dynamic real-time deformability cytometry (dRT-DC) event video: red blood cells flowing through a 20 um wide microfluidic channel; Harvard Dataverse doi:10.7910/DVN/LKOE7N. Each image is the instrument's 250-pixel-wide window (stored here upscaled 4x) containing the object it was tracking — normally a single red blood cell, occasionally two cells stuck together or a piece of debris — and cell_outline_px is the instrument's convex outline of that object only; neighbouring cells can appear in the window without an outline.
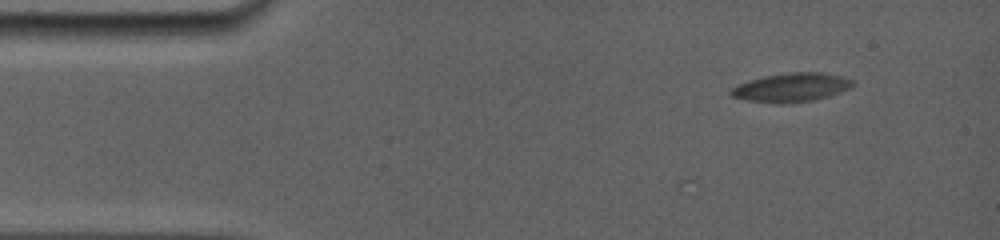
{"species": "common noctule bat (a hibernating species)", "species_latin": "Nyctalus noctula", "temperature_condition": "room temperature", "stored_images_in_passage": 11, "camera_frame_rate_fps": 5000, "um_per_image_px": 0.085, "animal": {"sex": "female", "body_mass_g": 19.0, "forearm_length_mm": 56.7}, "frame": {"image": 1, "passage_image": 1, "time_ms": 0.0, "image_size_px": [1000, 240], "cell_outline_px": [[852, 84], [848, 88], [840, 92], [828, 96], [812, 100], [780, 104], [744, 100], [732, 96], [728, 92], [736, 84], [748, 80], [764, 76], [788, 72], [820, 72], [844, 76], [852, 80]], "centroid_in_image_um": [67.2, 7.42], "position_along_channel_um": 17.8, "area_um2": 20.46}}
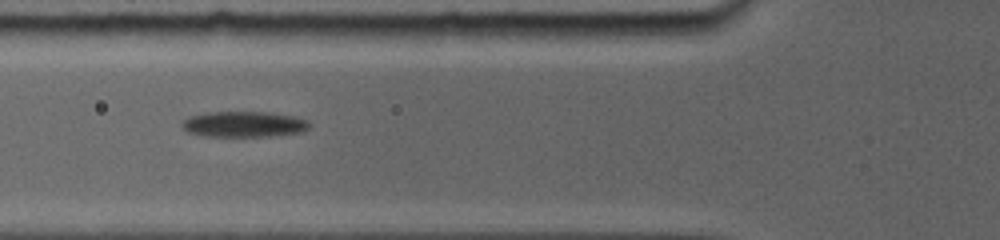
{"frame": {"image": 2, "passage_image": 7, "time_ms": 4.6, "image_size_px": [1000, 240], "cell_outline_px": [[312, 124], [304, 132], [272, 136], [200, 136], [188, 132], [180, 124], [188, 116], [208, 112], [268, 112], [296, 116], [308, 120]], "centroid_in_image_um": [20.76, 10.56], "position_along_channel_um": 105.0, "area_um2": 19.36}}
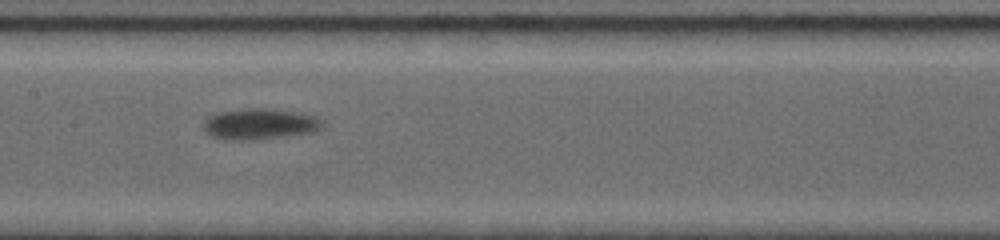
{"frame": {"image": 3, "passage_image": 10, "time_ms": 6.8, "image_size_px": [1000, 240], "cell_outline_px": [[324, 124], [320, 128], [312, 132], [288, 136], [252, 140], [236, 140], [212, 136], [204, 132], [204, 120], [208, 116], [216, 112], [240, 108], [272, 108], [296, 112], [312, 116], [324, 120]], "centroid_in_image_um": [22.05, 10.52], "position_along_channel_um": 185.3, "area_um2": 21.62}}